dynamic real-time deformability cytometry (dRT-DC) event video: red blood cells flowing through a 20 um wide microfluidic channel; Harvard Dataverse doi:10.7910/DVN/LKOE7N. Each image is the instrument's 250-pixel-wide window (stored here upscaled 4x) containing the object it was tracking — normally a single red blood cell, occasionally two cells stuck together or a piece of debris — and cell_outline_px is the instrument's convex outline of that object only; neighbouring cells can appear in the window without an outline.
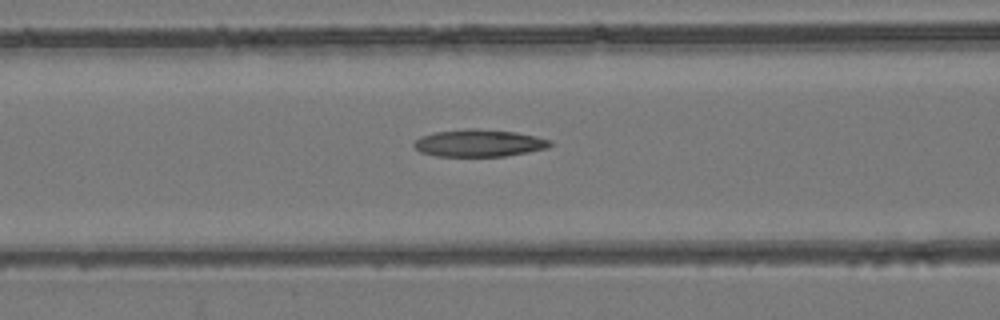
{"species": "common noctule bat (a hibernating species)", "species_latin": "Nyctalus noctula", "temperature_condition": "room temperature", "stored_images_in_passage": 39, "camera_frame_rate_fps": 3000, "um_per_image_px": 0.085, "animal": {"sex": "female", "body_mass_g": 24.6, "forearm_length_mm": 56.2}, "frame": {"image": 1, "passage_image": 8, "time_ms": 2.333, "image_size_px": [1000, 320], "cell_outline_px": [[552, 144], [548, 148], [528, 152], [504, 156], [436, 156], [420, 152], [412, 144], [420, 136], [436, 132], [468, 128], [476, 128], [516, 132], [552, 140]], "centroid_in_image_um": [40.72, 12.16], "position_along_channel_um": 125.9, "area_um2": 21.62}}
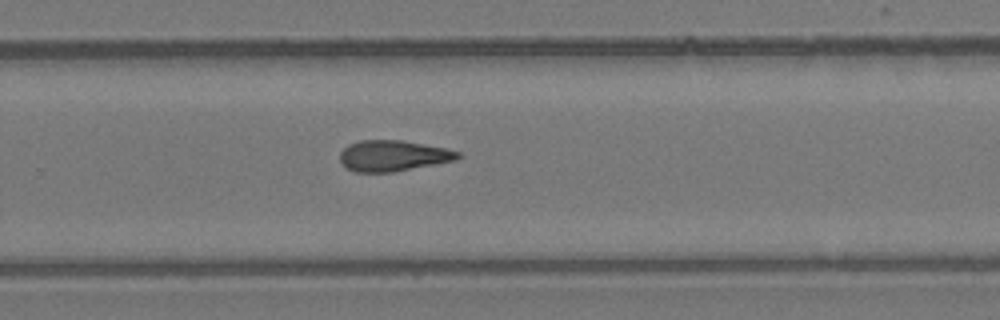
{"frame": {"image": 2, "passage_image": 21, "time_ms": 6.667, "image_size_px": [1000, 320], "cell_outline_px": [[460, 156], [456, 160], [392, 172], [356, 172], [348, 168], [340, 160], [340, 152], [348, 144], [360, 140], [400, 140], [444, 148], [460, 152]], "centroid_in_image_um": [33.39, 13.23], "position_along_channel_um": 296.4, "area_um2": 20.92}}
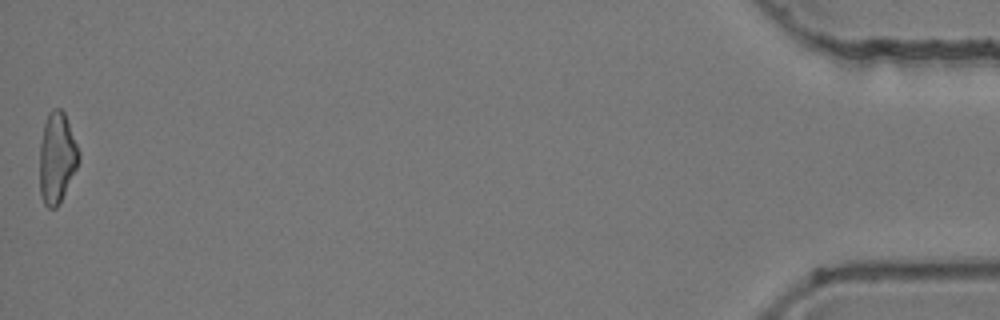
{"frame": {"image": 3, "passage_image": 39, "time_ms": 12.667, "image_size_px": [1000, 320], "cell_outline_px": [[80, 160], [60, 204], [56, 208], [48, 208], [44, 204], [40, 192], [40, 144], [44, 124], [48, 112], [52, 108], [60, 108], [64, 112], [80, 152]], "centroid_in_image_um": [4.84, 13.42], "position_along_channel_um": 430.4, "area_um2": 20.81}, "authors_computed_cell_mechanics": {"area_um2": 20.9814, "velocity_mm_per_s": 3.9421, "shape_relaxation_time_tau1_ms": null, "shape_relaxation_time_tau2_ms": 6.1557, "deformation_change_tau1": null, "deformation_change_tau2": 0.1739}}